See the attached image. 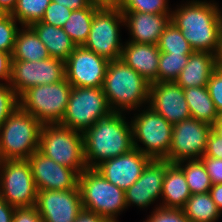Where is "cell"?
<instances>
[{"mask_svg":"<svg viewBox=\"0 0 222 222\" xmlns=\"http://www.w3.org/2000/svg\"><path fill=\"white\" fill-rule=\"evenodd\" d=\"M171 12L173 22L194 51L215 54L218 49L222 10L214 0H190L176 5Z\"/></svg>","mask_w":222,"mask_h":222,"instance_id":"6da1fadb","label":"cell"},{"mask_svg":"<svg viewBox=\"0 0 222 222\" xmlns=\"http://www.w3.org/2000/svg\"><path fill=\"white\" fill-rule=\"evenodd\" d=\"M125 115L124 112H113L83 133L84 159L88 168H95L134 148L132 124Z\"/></svg>","mask_w":222,"mask_h":222,"instance_id":"7a4b0ae2","label":"cell"},{"mask_svg":"<svg viewBox=\"0 0 222 222\" xmlns=\"http://www.w3.org/2000/svg\"><path fill=\"white\" fill-rule=\"evenodd\" d=\"M150 85L146 78L118 59L109 61L102 89L114 112L129 115L148 106Z\"/></svg>","mask_w":222,"mask_h":222,"instance_id":"3957f363","label":"cell"},{"mask_svg":"<svg viewBox=\"0 0 222 222\" xmlns=\"http://www.w3.org/2000/svg\"><path fill=\"white\" fill-rule=\"evenodd\" d=\"M42 124L19 105L0 126V161L26 160L39 149Z\"/></svg>","mask_w":222,"mask_h":222,"instance_id":"277c9868","label":"cell"},{"mask_svg":"<svg viewBox=\"0 0 222 222\" xmlns=\"http://www.w3.org/2000/svg\"><path fill=\"white\" fill-rule=\"evenodd\" d=\"M83 210L119 222L118 215L127 209L125 193L105 179L95 168H87L78 179Z\"/></svg>","mask_w":222,"mask_h":222,"instance_id":"5b68a950","label":"cell"},{"mask_svg":"<svg viewBox=\"0 0 222 222\" xmlns=\"http://www.w3.org/2000/svg\"><path fill=\"white\" fill-rule=\"evenodd\" d=\"M38 151L79 175L87 169L83 133L57 124H42Z\"/></svg>","mask_w":222,"mask_h":222,"instance_id":"8992f818","label":"cell"},{"mask_svg":"<svg viewBox=\"0 0 222 222\" xmlns=\"http://www.w3.org/2000/svg\"><path fill=\"white\" fill-rule=\"evenodd\" d=\"M137 111L130 118L134 148L151 159L166 160L172 142V124L149 106Z\"/></svg>","mask_w":222,"mask_h":222,"instance_id":"52a82bcc","label":"cell"},{"mask_svg":"<svg viewBox=\"0 0 222 222\" xmlns=\"http://www.w3.org/2000/svg\"><path fill=\"white\" fill-rule=\"evenodd\" d=\"M72 88L66 78L54 84L33 86L18 97L19 106L41 124L61 123Z\"/></svg>","mask_w":222,"mask_h":222,"instance_id":"ba28073f","label":"cell"},{"mask_svg":"<svg viewBox=\"0 0 222 222\" xmlns=\"http://www.w3.org/2000/svg\"><path fill=\"white\" fill-rule=\"evenodd\" d=\"M113 112L102 87H73L60 124L84 133Z\"/></svg>","mask_w":222,"mask_h":222,"instance_id":"9c48e42d","label":"cell"},{"mask_svg":"<svg viewBox=\"0 0 222 222\" xmlns=\"http://www.w3.org/2000/svg\"><path fill=\"white\" fill-rule=\"evenodd\" d=\"M121 26H125V22L119 7L98 8L83 46L108 61L120 59L124 44L120 36Z\"/></svg>","mask_w":222,"mask_h":222,"instance_id":"30bf717a","label":"cell"},{"mask_svg":"<svg viewBox=\"0 0 222 222\" xmlns=\"http://www.w3.org/2000/svg\"><path fill=\"white\" fill-rule=\"evenodd\" d=\"M0 197L15 208L36 205L37 189L27 159L0 161Z\"/></svg>","mask_w":222,"mask_h":222,"instance_id":"8fae6325","label":"cell"},{"mask_svg":"<svg viewBox=\"0 0 222 222\" xmlns=\"http://www.w3.org/2000/svg\"><path fill=\"white\" fill-rule=\"evenodd\" d=\"M212 127L194 118L172 125V142L167 161L177 163L182 160L200 159L206 150Z\"/></svg>","mask_w":222,"mask_h":222,"instance_id":"7c38bea8","label":"cell"},{"mask_svg":"<svg viewBox=\"0 0 222 222\" xmlns=\"http://www.w3.org/2000/svg\"><path fill=\"white\" fill-rule=\"evenodd\" d=\"M65 78V62L49 57L41 61H12L9 85L19 97L28 88L54 84Z\"/></svg>","mask_w":222,"mask_h":222,"instance_id":"4fadbf2b","label":"cell"},{"mask_svg":"<svg viewBox=\"0 0 222 222\" xmlns=\"http://www.w3.org/2000/svg\"><path fill=\"white\" fill-rule=\"evenodd\" d=\"M109 61L84 46H77L65 61V78L72 87L103 86Z\"/></svg>","mask_w":222,"mask_h":222,"instance_id":"5bb4252c","label":"cell"},{"mask_svg":"<svg viewBox=\"0 0 222 222\" xmlns=\"http://www.w3.org/2000/svg\"><path fill=\"white\" fill-rule=\"evenodd\" d=\"M35 207L43 222H75L83 211L79 187L72 190H37Z\"/></svg>","mask_w":222,"mask_h":222,"instance_id":"9a60e30c","label":"cell"},{"mask_svg":"<svg viewBox=\"0 0 222 222\" xmlns=\"http://www.w3.org/2000/svg\"><path fill=\"white\" fill-rule=\"evenodd\" d=\"M151 160L133 148L125 154L101 162L95 169L110 183L125 191L138 180Z\"/></svg>","mask_w":222,"mask_h":222,"instance_id":"2e32d148","label":"cell"},{"mask_svg":"<svg viewBox=\"0 0 222 222\" xmlns=\"http://www.w3.org/2000/svg\"><path fill=\"white\" fill-rule=\"evenodd\" d=\"M148 106L172 125L191 118L184 89L175 81L152 82Z\"/></svg>","mask_w":222,"mask_h":222,"instance_id":"e0dca14e","label":"cell"},{"mask_svg":"<svg viewBox=\"0 0 222 222\" xmlns=\"http://www.w3.org/2000/svg\"><path fill=\"white\" fill-rule=\"evenodd\" d=\"M37 190H72L78 187L79 174L57 164L38 150L28 159Z\"/></svg>","mask_w":222,"mask_h":222,"instance_id":"ac0fdd59","label":"cell"},{"mask_svg":"<svg viewBox=\"0 0 222 222\" xmlns=\"http://www.w3.org/2000/svg\"><path fill=\"white\" fill-rule=\"evenodd\" d=\"M165 173L166 160L152 159L138 180L124 191L127 209L131 205L145 209L155 201L158 202L161 199Z\"/></svg>","mask_w":222,"mask_h":222,"instance_id":"d6986e66","label":"cell"},{"mask_svg":"<svg viewBox=\"0 0 222 222\" xmlns=\"http://www.w3.org/2000/svg\"><path fill=\"white\" fill-rule=\"evenodd\" d=\"M122 13L125 28L128 29V34H130V38L127 40L128 42L157 45L163 30L171 22V13Z\"/></svg>","mask_w":222,"mask_h":222,"instance_id":"ffe728a7","label":"cell"},{"mask_svg":"<svg viewBox=\"0 0 222 222\" xmlns=\"http://www.w3.org/2000/svg\"><path fill=\"white\" fill-rule=\"evenodd\" d=\"M120 59L150 83L157 82L160 59L158 45L126 41Z\"/></svg>","mask_w":222,"mask_h":222,"instance_id":"44dd1931","label":"cell"},{"mask_svg":"<svg viewBox=\"0 0 222 222\" xmlns=\"http://www.w3.org/2000/svg\"><path fill=\"white\" fill-rule=\"evenodd\" d=\"M217 68L215 54L194 51L175 82L183 89L207 86L209 78Z\"/></svg>","mask_w":222,"mask_h":222,"instance_id":"7402d4cb","label":"cell"},{"mask_svg":"<svg viewBox=\"0 0 222 222\" xmlns=\"http://www.w3.org/2000/svg\"><path fill=\"white\" fill-rule=\"evenodd\" d=\"M187 181L183 170L176 164L166 160V173L164 176L161 200L159 206L172 209H183L190 198Z\"/></svg>","mask_w":222,"mask_h":222,"instance_id":"603a6c76","label":"cell"},{"mask_svg":"<svg viewBox=\"0 0 222 222\" xmlns=\"http://www.w3.org/2000/svg\"><path fill=\"white\" fill-rule=\"evenodd\" d=\"M30 27L46 46L48 54L52 58L65 62L77 47L62 27H55L41 21L32 24Z\"/></svg>","mask_w":222,"mask_h":222,"instance_id":"cb8c5ba5","label":"cell"},{"mask_svg":"<svg viewBox=\"0 0 222 222\" xmlns=\"http://www.w3.org/2000/svg\"><path fill=\"white\" fill-rule=\"evenodd\" d=\"M12 61H41L48 59L46 46L30 26H21L14 44Z\"/></svg>","mask_w":222,"mask_h":222,"instance_id":"d4e9b609","label":"cell"},{"mask_svg":"<svg viewBox=\"0 0 222 222\" xmlns=\"http://www.w3.org/2000/svg\"><path fill=\"white\" fill-rule=\"evenodd\" d=\"M184 96L189 106L191 118L210 126L219 119V113L209 95L207 86L185 88Z\"/></svg>","mask_w":222,"mask_h":222,"instance_id":"484cf974","label":"cell"},{"mask_svg":"<svg viewBox=\"0 0 222 222\" xmlns=\"http://www.w3.org/2000/svg\"><path fill=\"white\" fill-rule=\"evenodd\" d=\"M183 211L190 222H216L222 215L209 192L191 194Z\"/></svg>","mask_w":222,"mask_h":222,"instance_id":"4316f807","label":"cell"},{"mask_svg":"<svg viewBox=\"0 0 222 222\" xmlns=\"http://www.w3.org/2000/svg\"><path fill=\"white\" fill-rule=\"evenodd\" d=\"M98 8L90 4L86 8L73 10L63 25V30L69 35L76 46H83L87 41L92 20Z\"/></svg>","mask_w":222,"mask_h":222,"instance_id":"83f0119b","label":"cell"},{"mask_svg":"<svg viewBox=\"0 0 222 222\" xmlns=\"http://www.w3.org/2000/svg\"><path fill=\"white\" fill-rule=\"evenodd\" d=\"M176 164L183 170L191 194L210 191L213 184L200 159L182 160Z\"/></svg>","mask_w":222,"mask_h":222,"instance_id":"f1b7e54d","label":"cell"},{"mask_svg":"<svg viewBox=\"0 0 222 222\" xmlns=\"http://www.w3.org/2000/svg\"><path fill=\"white\" fill-rule=\"evenodd\" d=\"M52 0H17L11 14L21 26H31L40 22Z\"/></svg>","mask_w":222,"mask_h":222,"instance_id":"f546056e","label":"cell"},{"mask_svg":"<svg viewBox=\"0 0 222 222\" xmlns=\"http://www.w3.org/2000/svg\"><path fill=\"white\" fill-rule=\"evenodd\" d=\"M157 45L160 52L169 54H192L194 52L181 30L173 22H170L163 30Z\"/></svg>","mask_w":222,"mask_h":222,"instance_id":"4dcf8cb0","label":"cell"},{"mask_svg":"<svg viewBox=\"0 0 222 222\" xmlns=\"http://www.w3.org/2000/svg\"><path fill=\"white\" fill-rule=\"evenodd\" d=\"M190 54L160 52L157 82L175 81L188 62Z\"/></svg>","mask_w":222,"mask_h":222,"instance_id":"1f68e13d","label":"cell"},{"mask_svg":"<svg viewBox=\"0 0 222 222\" xmlns=\"http://www.w3.org/2000/svg\"><path fill=\"white\" fill-rule=\"evenodd\" d=\"M169 0H120L118 7L122 12H142L151 14L171 13Z\"/></svg>","mask_w":222,"mask_h":222,"instance_id":"d6a6232c","label":"cell"},{"mask_svg":"<svg viewBox=\"0 0 222 222\" xmlns=\"http://www.w3.org/2000/svg\"><path fill=\"white\" fill-rule=\"evenodd\" d=\"M17 20L8 14L6 17L0 20V50L11 53L14 49L16 41V35L19 31V24Z\"/></svg>","mask_w":222,"mask_h":222,"instance_id":"836d02e7","label":"cell"},{"mask_svg":"<svg viewBox=\"0 0 222 222\" xmlns=\"http://www.w3.org/2000/svg\"><path fill=\"white\" fill-rule=\"evenodd\" d=\"M19 105L18 96L9 84H0V126Z\"/></svg>","mask_w":222,"mask_h":222,"instance_id":"e575fe53","label":"cell"},{"mask_svg":"<svg viewBox=\"0 0 222 222\" xmlns=\"http://www.w3.org/2000/svg\"><path fill=\"white\" fill-rule=\"evenodd\" d=\"M155 206L151 215H148L147 220L143 222H190L183 209L164 208L158 204Z\"/></svg>","mask_w":222,"mask_h":222,"instance_id":"d590c367","label":"cell"},{"mask_svg":"<svg viewBox=\"0 0 222 222\" xmlns=\"http://www.w3.org/2000/svg\"><path fill=\"white\" fill-rule=\"evenodd\" d=\"M71 12L72 10L69 8L51 1L45 10L41 22L53 25L55 27H63L65 22L70 17Z\"/></svg>","mask_w":222,"mask_h":222,"instance_id":"8d00e7d4","label":"cell"},{"mask_svg":"<svg viewBox=\"0 0 222 222\" xmlns=\"http://www.w3.org/2000/svg\"><path fill=\"white\" fill-rule=\"evenodd\" d=\"M207 89L219 116H222V68L217 67L213 71L207 83Z\"/></svg>","mask_w":222,"mask_h":222,"instance_id":"74e56055","label":"cell"},{"mask_svg":"<svg viewBox=\"0 0 222 222\" xmlns=\"http://www.w3.org/2000/svg\"><path fill=\"white\" fill-rule=\"evenodd\" d=\"M213 185L222 183V159L203 156L200 158Z\"/></svg>","mask_w":222,"mask_h":222,"instance_id":"f35d334b","label":"cell"},{"mask_svg":"<svg viewBox=\"0 0 222 222\" xmlns=\"http://www.w3.org/2000/svg\"><path fill=\"white\" fill-rule=\"evenodd\" d=\"M12 222H43V220L34 206L15 208Z\"/></svg>","mask_w":222,"mask_h":222,"instance_id":"ab89813d","label":"cell"},{"mask_svg":"<svg viewBox=\"0 0 222 222\" xmlns=\"http://www.w3.org/2000/svg\"><path fill=\"white\" fill-rule=\"evenodd\" d=\"M203 156L222 159V137L215 134L212 130L208 136Z\"/></svg>","mask_w":222,"mask_h":222,"instance_id":"60d3db41","label":"cell"},{"mask_svg":"<svg viewBox=\"0 0 222 222\" xmlns=\"http://www.w3.org/2000/svg\"><path fill=\"white\" fill-rule=\"evenodd\" d=\"M12 55L0 50V84H9L12 69ZM4 81V82H3Z\"/></svg>","mask_w":222,"mask_h":222,"instance_id":"b9f144b4","label":"cell"},{"mask_svg":"<svg viewBox=\"0 0 222 222\" xmlns=\"http://www.w3.org/2000/svg\"><path fill=\"white\" fill-rule=\"evenodd\" d=\"M15 207L0 197V222H12Z\"/></svg>","mask_w":222,"mask_h":222,"instance_id":"7bdbcfd3","label":"cell"},{"mask_svg":"<svg viewBox=\"0 0 222 222\" xmlns=\"http://www.w3.org/2000/svg\"><path fill=\"white\" fill-rule=\"evenodd\" d=\"M60 5L69 8L70 10H79L86 8L90 5L88 0H52Z\"/></svg>","mask_w":222,"mask_h":222,"instance_id":"ee69618b","label":"cell"},{"mask_svg":"<svg viewBox=\"0 0 222 222\" xmlns=\"http://www.w3.org/2000/svg\"><path fill=\"white\" fill-rule=\"evenodd\" d=\"M75 222H110L108 219L104 218L103 216H99L94 213H90L87 211H82Z\"/></svg>","mask_w":222,"mask_h":222,"instance_id":"f6af8a7d","label":"cell"},{"mask_svg":"<svg viewBox=\"0 0 222 222\" xmlns=\"http://www.w3.org/2000/svg\"><path fill=\"white\" fill-rule=\"evenodd\" d=\"M212 200L215 202L218 210L222 213V183L212 185L209 191Z\"/></svg>","mask_w":222,"mask_h":222,"instance_id":"bcb514c9","label":"cell"},{"mask_svg":"<svg viewBox=\"0 0 222 222\" xmlns=\"http://www.w3.org/2000/svg\"><path fill=\"white\" fill-rule=\"evenodd\" d=\"M120 0H88L91 5L99 8L103 7H118Z\"/></svg>","mask_w":222,"mask_h":222,"instance_id":"7dc6e473","label":"cell"},{"mask_svg":"<svg viewBox=\"0 0 222 222\" xmlns=\"http://www.w3.org/2000/svg\"><path fill=\"white\" fill-rule=\"evenodd\" d=\"M217 67L222 68V23L219 28L218 49L215 53Z\"/></svg>","mask_w":222,"mask_h":222,"instance_id":"c3c4849f","label":"cell"},{"mask_svg":"<svg viewBox=\"0 0 222 222\" xmlns=\"http://www.w3.org/2000/svg\"><path fill=\"white\" fill-rule=\"evenodd\" d=\"M17 5V0H0V6L8 13L12 14Z\"/></svg>","mask_w":222,"mask_h":222,"instance_id":"681fc988","label":"cell"},{"mask_svg":"<svg viewBox=\"0 0 222 222\" xmlns=\"http://www.w3.org/2000/svg\"><path fill=\"white\" fill-rule=\"evenodd\" d=\"M211 127L215 134L222 137V116Z\"/></svg>","mask_w":222,"mask_h":222,"instance_id":"f907efd6","label":"cell"},{"mask_svg":"<svg viewBox=\"0 0 222 222\" xmlns=\"http://www.w3.org/2000/svg\"><path fill=\"white\" fill-rule=\"evenodd\" d=\"M8 13L0 6V20L6 17Z\"/></svg>","mask_w":222,"mask_h":222,"instance_id":"816d5d0a","label":"cell"}]
</instances>
